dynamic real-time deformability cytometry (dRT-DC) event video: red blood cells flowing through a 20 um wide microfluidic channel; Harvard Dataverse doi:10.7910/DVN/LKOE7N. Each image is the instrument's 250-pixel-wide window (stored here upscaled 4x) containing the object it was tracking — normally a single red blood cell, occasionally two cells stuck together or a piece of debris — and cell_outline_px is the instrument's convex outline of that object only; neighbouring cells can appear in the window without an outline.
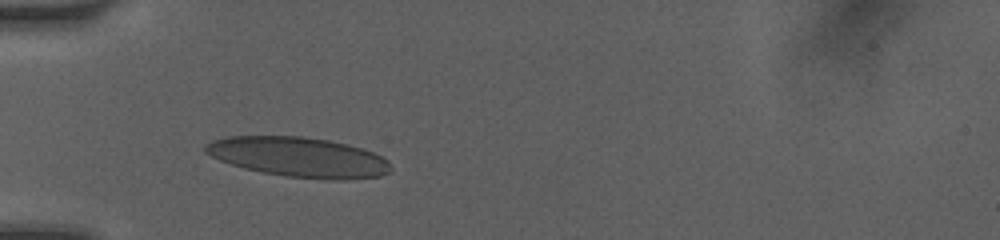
{"species": "human", "species_latin": "Homo sapiens", "temperature_condition": "room temperature", "stored_images_in_passage": 8, "camera_frame_rate_fps": 3000, "um_per_image_px": 0.085, "donor": {"sex": "female"}, "frame": {"image": 1, "passage_image": 6, "time_ms": 2.667, "image_size_px": [1000, 240], "cell_outline_px": [[392, 168], [388, 172], [380, 176], [344, 180], [336, 180], [284, 176], [260, 172], [244, 168], [220, 160], [204, 152], [204, 144], [212, 140], [224, 136], [300, 136], [328, 140], [348, 144], [372, 152], [388, 160]], "centroid_in_image_um": [25.36, 13.35], "position_along_channel_um": 59.6, "area_um2": 43.12}}
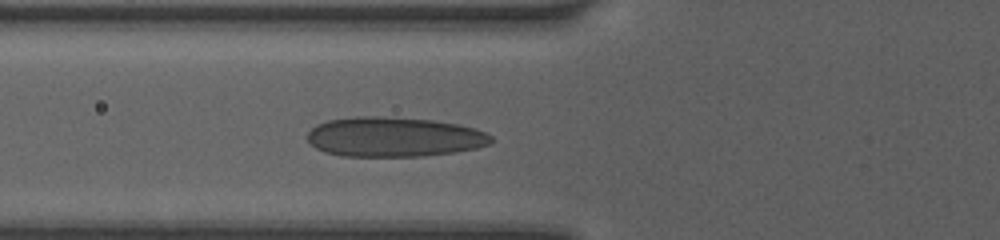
{"frame": {"image": 2, "passage_image": 8, "time_ms": 3.667, "image_size_px": [1000, 240], "cell_outline_px": [[492, 140], [488, 144], [476, 148], [456, 152], [424, 156], [340, 156], [324, 152], [308, 144], [308, 132], [316, 124], [328, 120], [356, 116], [376, 116], [432, 120], [456, 124], [476, 128], [492, 136]], "centroid_in_image_um": [33.45, 11.64], "position_along_channel_um": 92.3, "area_um2": 42.66}}